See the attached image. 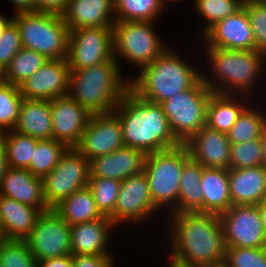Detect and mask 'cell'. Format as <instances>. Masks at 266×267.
<instances>
[{
  "instance_id": "cell-1",
  "label": "cell",
  "mask_w": 266,
  "mask_h": 267,
  "mask_svg": "<svg viewBox=\"0 0 266 267\" xmlns=\"http://www.w3.org/2000/svg\"><path fill=\"white\" fill-rule=\"evenodd\" d=\"M168 217L172 219V260L196 267L224 264L226 246L219 215L182 212Z\"/></svg>"
},
{
  "instance_id": "cell-2",
  "label": "cell",
  "mask_w": 266,
  "mask_h": 267,
  "mask_svg": "<svg viewBox=\"0 0 266 267\" xmlns=\"http://www.w3.org/2000/svg\"><path fill=\"white\" fill-rule=\"evenodd\" d=\"M113 112L118 116L125 146L146 155L179 146L160 104L136 96L130 89Z\"/></svg>"
},
{
  "instance_id": "cell-3",
  "label": "cell",
  "mask_w": 266,
  "mask_h": 267,
  "mask_svg": "<svg viewBox=\"0 0 266 267\" xmlns=\"http://www.w3.org/2000/svg\"><path fill=\"white\" fill-rule=\"evenodd\" d=\"M118 64L113 58L89 68L70 70L67 96L91 114L113 112L129 91V81Z\"/></svg>"
},
{
  "instance_id": "cell-4",
  "label": "cell",
  "mask_w": 266,
  "mask_h": 267,
  "mask_svg": "<svg viewBox=\"0 0 266 267\" xmlns=\"http://www.w3.org/2000/svg\"><path fill=\"white\" fill-rule=\"evenodd\" d=\"M205 51L210 62L209 74L212 73L211 76H214L208 79L202 73L206 86L215 93H236L243 99L247 97L245 101L251 100L255 80L260 74L263 75L266 54L259 50H230L217 47H205Z\"/></svg>"
},
{
  "instance_id": "cell-5",
  "label": "cell",
  "mask_w": 266,
  "mask_h": 267,
  "mask_svg": "<svg viewBox=\"0 0 266 267\" xmlns=\"http://www.w3.org/2000/svg\"><path fill=\"white\" fill-rule=\"evenodd\" d=\"M140 70L136 79H129V89L136 96L156 104L192 88L202 78L201 72L169 47Z\"/></svg>"
},
{
  "instance_id": "cell-6",
  "label": "cell",
  "mask_w": 266,
  "mask_h": 267,
  "mask_svg": "<svg viewBox=\"0 0 266 267\" xmlns=\"http://www.w3.org/2000/svg\"><path fill=\"white\" fill-rule=\"evenodd\" d=\"M12 17L21 45L49 59H66L70 30L61 14L50 12L19 13Z\"/></svg>"
},
{
  "instance_id": "cell-7",
  "label": "cell",
  "mask_w": 266,
  "mask_h": 267,
  "mask_svg": "<svg viewBox=\"0 0 266 267\" xmlns=\"http://www.w3.org/2000/svg\"><path fill=\"white\" fill-rule=\"evenodd\" d=\"M189 157L185 144L146 155L143 173L157 209L167 206L166 208L173 210L176 207L181 171Z\"/></svg>"
},
{
  "instance_id": "cell-8",
  "label": "cell",
  "mask_w": 266,
  "mask_h": 267,
  "mask_svg": "<svg viewBox=\"0 0 266 267\" xmlns=\"http://www.w3.org/2000/svg\"><path fill=\"white\" fill-rule=\"evenodd\" d=\"M154 23L115 21L112 26L113 58L118 61L122 57L139 69L151 64L167 50L153 28Z\"/></svg>"
},
{
  "instance_id": "cell-9",
  "label": "cell",
  "mask_w": 266,
  "mask_h": 267,
  "mask_svg": "<svg viewBox=\"0 0 266 267\" xmlns=\"http://www.w3.org/2000/svg\"><path fill=\"white\" fill-rule=\"evenodd\" d=\"M212 93L201 78L192 88L160 103L173 135L181 144L206 125V109Z\"/></svg>"
},
{
  "instance_id": "cell-10",
  "label": "cell",
  "mask_w": 266,
  "mask_h": 267,
  "mask_svg": "<svg viewBox=\"0 0 266 267\" xmlns=\"http://www.w3.org/2000/svg\"><path fill=\"white\" fill-rule=\"evenodd\" d=\"M89 178V160L75 147H69L52 171L42 178L47 205L53 208L76 190L87 187Z\"/></svg>"
},
{
  "instance_id": "cell-11",
  "label": "cell",
  "mask_w": 266,
  "mask_h": 267,
  "mask_svg": "<svg viewBox=\"0 0 266 267\" xmlns=\"http://www.w3.org/2000/svg\"><path fill=\"white\" fill-rule=\"evenodd\" d=\"M66 59L70 70L89 68L113 59L112 26L70 30Z\"/></svg>"
},
{
  "instance_id": "cell-12",
  "label": "cell",
  "mask_w": 266,
  "mask_h": 267,
  "mask_svg": "<svg viewBox=\"0 0 266 267\" xmlns=\"http://www.w3.org/2000/svg\"><path fill=\"white\" fill-rule=\"evenodd\" d=\"M70 238V226L51 208L39 214L25 241L38 263L71 255Z\"/></svg>"
},
{
  "instance_id": "cell-13",
  "label": "cell",
  "mask_w": 266,
  "mask_h": 267,
  "mask_svg": "<svg viewBox=\"0 0 266 267\" xmlns=\"http://www.w3.org/2000/svg\"><path fill=\"white\" fill-rule=\"evenodd\" d=\"M219 217L226 247H266L258 205H232Z\"/></svg>"
},
{
  "instance_id": "cell-14",
  "label": "cell",
  "mask_w": 266,
  "mask_h": 267,
  "mask_svg": "<svg viewBox=\"0 0 266 267\" xmlns=\"http://www.w3.org/2000/svg\"><path fill=\"white\" fill-rule=\"evenodd\" d=\"M124 146L122 128L114 112L92 114L75 148L91 160Z\"/></svg>"
},
{
  "instance_id": "cell-15",
  "label": "cell",
  "mask_w": 266,
  "mask_h": 267,
  "mask_svg": "<svg viewBox=\"0 0 266 267\" xmlns=\"http://www.w3.org/2000/svg\"><path fill=\"white\" fill-rule=\"evenodd\" d=\"M158 209L151 199L148 181L143 172L127 177L121 183L114 212L109 216L117 226L121 222H144Z\"/></svg>"
},
{
  "instance_id": "cell-16",
  "label": "cell",
  "mask_w": 266,
  "mask_h": 267,
  "mask_svg": "<svg viewBox=\"0 0 266 267\" xmlns=\"http://www.w3.org/2000/svg\"><path fill=\"white\" fill-rule=\"evenodd\" d=\"M70 69L67 59H49L18 87L25 99L49 100L67 96Z\"/></svg>"
},
{
  "instance_id": "cell-17",
  "label": "cell",
  "mask_w": 266,
  "mask_h": 267,
  "mask_svg": "<svg viewBox=\"0 0 266 267\" xmlns=\"http://www.w3.org/2000/svg\"><path fill=\"white\" fill-rule=\"evenodd\" d=\"M201 37L205 38L204 47L255 50L253 31L244 7L214 24Z\"/></svg>"
},
{
  "instance_id": "cell-18",
  "label": "cell",
  "mask_w": 266,
  "mask_h": 267,
  "mask_svg": "<svg viewBox=\"0 0 266 267\" xmlns=\"http://www.w3.org/2000/svg\"><path fill=\"white\" fill-rule=\"evenodd\" d=\"M50 109L53 139L75 147L92 114L68 96L52 99Z\"/></svg>"
},
{
  "instance_id": "cell-19",
  "label": "cell",
  "mask_w": 266,
  "mask_h": 267,
  "mask_svg": "<svg viewBox=\"0 0 266 267\" xmlns=\"http://www.w3.org/2000/svg\"><path fill=\"white\" fill-rule=\"evenodd\" d=\"M146 154L130 146L89 160L90 177L111 178L123 181L143 172Z\"/></svg>"
},
{
  "instance_id": "cell-20",
  "label": "cell",
  "mask_w": 266,
  "mask_h": 267,
  "mask_svg": "<svg viewBox=\"0 0 266 267\" xmlns=\"http://www.w3.org/2000/svg\"><path fill=\"white\" fill-rule=\"evenodd\" d=\"M0 195L36 207L41 212L51 209L44 198L43 180L28 169L6 167L0 182Z\"/></svg>"
},
{
  "instance_id": "cell-21",
  "label": "cell",
  "mask_w": 266,
  "mask_h": 267,
  "mask_svg": "<svg viewBox=\"0 0 266 267\" xmlns=\"http://www.w3.org/2000/svg\"><path fill=\"white\" fill-rule=\"evenodd\" d=\"M185 145L190 156L203 167L229 169L231 143L227 134L205 125Z\"/></svg>"
},
{
  "instance_id": "cell-22",
  "label": "cell",
  "mask_w": 266,
  "mask_h": 267,
  "mask_svg": "<svg viewBox=\"0 0 266 267\" xmlns=\"http://www.w3.org/2000/svg\"><path fill=\"white\" fill-rule=\"evenodd\" d=\"M116 225L107 216L70 226L71 255H112L108 250L111 229Z\"/></svg>"
},
{
  "instance_id": "cell-23",
  "label": "cell",
  "mask_w": 266,
  "mask_h": 267,
  "mask_svg": "<svg viewBox=\"0 0 266 267\" xmlns=\"http://www.w3.org/2000/svg\"><path fill=\"white\" fill-rule=\"evenodd\" d=\"M61 16L69 30L113 26V0H68Z\"/></svg>"
},
{
  "instance_id": "cell-24",
  "label": "cell",
  "mask_w": 266,
  "mask_h": 267,
  "mask_svg": "<svg viewBox=\"0 0 266 267\" xmlns=\"http://www.w3.org/2000/svg\"><path fill=\"white\" fill-rule=\"evenodd\" d=\"M232 205H258L266 197V167L229 168Z\"/></svg>"
},
{
  "instance_id": "cell-25",
  "label": "cell",
  "mask_w": 266,
  "mask_h": 267,
  "mask_svg": "<svg viewBox=\"0 0 266 267\" xmlns=\"http://www.w3.org/2000/svg\"><path fill=\"white\" fill-rule=\"evenodd\" d=\"M41 211L0 195V238L25 240Z\"/></svg>"
},
{
  "instance_id": "cell-26",
  "label": "cell",
  "mask_w": 266,
  "mask_h": 267,
  "mask_svg": "<svg viewBox=\"0 0 266 267\" xmlns=\"http://www.w3.org/2000/svg\"><path fill=\"white\" fill-rule=\"evenodd\" d=\"M13 130L38 140L53 139L50 101L23 98Z\"/></svg>"
},
{
  "instance_id": "cell-27",
  "label": "cell",
  "mask_w": 266,
  "mask_h": 267,
  "mask_svg": "<svg viewBox=\"0 0 266 267\" xmlns=\"http://www.w3.org/2000/svg\"><path fill=\"white\" fill-rule=\"evenodd\" d=\"M200 186L203 191V213L220 215L232 206L229 169L203 167Z\"/></svg>"
},
{
  "instance_id": "cell-28",
  "label": "cell",
  "mask_w": 266,
  "mask_h": 267,
  "mask_svg": "<svg viewBox=\"0 0 266 267\" xmlns=\"http://www.w3.org/2000/svg\"><path fill=\"white\" fill-rule=\"evenodd\" d=\"M203 166L191 156L185 161L179 184L176 207L169 213H203V191L200 186Z\"/></svg>"
},
{
  "instance_id": "cell-29",
  "label": "cell",
  "mask_w": 266,
  "mask_h": 267,
  "mask_svg": "<svg viewBox=\"0 0 266 267\" xmlns=\"http://www.w3.org/2000/svg\"><path fill=\"white\" fill-rule=\"evenodd\" d=\"M236 94L213 92L206 109V126L227 134L242 111L247 107Z\"/></svg>"
},
{
  "instance_id": "cell-30",
  "label": "cell",
  "mask_w": 266,
  "mask_h": 267,
  "mask_svg": "<svg viewBox=\"0 0 266 267\" xmlns=\"http://www.w3.org/2000/svg\"><path fill=\"white\" fill-rule=\"evenodd\" d=\"M53 209L69 226L103 217L88 187L76 190L69 197L62 199Z\"/></svg>"
},
{
  "instance_id": "cell-31",
  "label": "cell",
  "mask_w": 266,
  "mask_h": 267,
  "mask_svg": "<svg viewBox=\"0 0 266 267\" xmlns=\"http://www.w3.org/2000/svg\"><path fill=\"white\" fill-rule=\"evenodd\" d=\"M0 138L5 148L6 165L11 168L28 169L37 139L15 130L0 133Z\"/></svg>"
},
{
  "instance_id": "cell-32",
  "label": "cell",
  "mask_w": 266,
  "mask_h": 267,
  "mask_svg": "<svg viewBox=\"0 0 266 267\" xmlns=\"http://www.w3.org/2000/svg\"><path fill=\"white\" fill-rule=\"evenodd\" d=\"M115 21L156 22L165 5L161 0H113Z\"/></svg>"
},
{
  "instance_id": "cell-33",
  "label": "cell",
  "mask_w": 266,
  "mask_h": 267,
  "mask_svg": "<svg viewBox=\"0 0 266 267\" xmlns=\"http://www.w3.org/2000/svg\"><path fill=\"white\" fill-rule=\"evenodd\" d=\"M47 61L48 59L44 55L22 47L3 71V81L19 86Z\"/></svg>"
},
{
  "instance_id": "cell-34",
  "label": "cell",
  "mask_w": 266,
  "mask_h": 267,
  "mask_svg": "<svg viewBox=\"0 0 266 267\" xmlns=\"http://www.w3.org/2000/svg\"><path fill=\"white\" fill-rule=\"evenodd\" d=\"M266 126V116L260 110L250 108L242 111L232 128L227 133L230 143H243L261 137Z\"/></svg>"
},
{
  "instance_id": "cell-35",
  "label": "cell",
  "mask_w": 266,
  "mask_h": 267,
  "mask_svg": "<svg viewBox=\"0 0 266 267\" xmlns=\"http://www.w3.org/2000/svg\"><path fill=\"white\" fill-rule=\"evenodd\" d=\"M69 147L57 140H38L28 170L32 175L43 178L58 164Z\"/></svg>"
},
{
  "instance_id": "cell-36",
  "label": "cell",
  "mask_w": 266,
  "mask_h": 267,
  "mask_svg": "<svg viewBox=\"0 0 266 267\" xmlns=\"http://www.w3.org/2000/svg\"><path fill=\"white\" fill-rule=\"evenodd\" d=\"M122 181L111 178L90 177L87 187L92 192L97 209L109 217L116 205Z\"/></svg>"
},
{
  "instance_id": "cell-37",
  "label": "cell",
  "mask_w": 266,
  "mask_h": 267,
  "mask_svg": "<svg viewBox=\"0 0 266 267\" xmlns=\"http://www.w3.org/2000/svg\"><path fill=\"white\" fill-rule=\"evenodd\" d=\"M193 3L197 13L206 20L201 33L203 35L214 24L241 9L244 0H194Z\"/></svg>"
},
{
  "instance_id": "cell-38",
  "label": "cell",
  "mask_w": 266,
  "mask_h": 267,
  "mask_svg": "<svg viewBox=\"0 0 266 267\" xmlns=\"http://www.w3.org/2000/svg\"><path fill=\"white\" fill-rule=\"evenodd\" d=\"M0 267H38L25 240L0 238Z\"/></svg>"
},
{
  "instance_id": "cell-39",
  "label": "cell",
  "mask_w": 266,
  "mask_h": 267,
  "mask_svg": "<svg viewBox=\"0 0 266 267\" xmlns=\"http://www.w3.org/2000/svg\"><path fill=\"white\" fill-rule=\"evenodd\" d=\"M22 100L18 86L0 82V133L14 129Z\"/></svg>"
},
{
  "instance_id": "cell-40",
  "label": "cell",
  "mask_w": 266,
  "mask_h": 267,
  "mask_svg": "<svg viewBox=\"0 0 266 267\" xmlns=\"http://www.w3.org/2000/svg\"><path fill=\"white\" fill-rule=\"evenodd\" d=\"M261 165L263 160L260 138L243 143H231L229 168L241 169Z\"/></svg>"
},
{
  "instance_id": "cell-41",
  "label": "cell",
  "mask_w": 266,
  "mask_h": 267,
  "mask_svg": "<svg viewBox=\"0 0 266 267\" xmlns=\"http://www.w3.org/2000/svg\"><path fill=\"white\" fill-rule=\"evenodd\" d=\"M226 267H266V247H226Z\"/></svg>"
},
{
  "instance_id": "cell-42",
  "label": "cell",
  "mask_w": 266,
  "mask_h": 267,
  "mask_svg": "<svg viewBox=\"0 0 266 267\" xmlns=\"http://www.w3.org/2000/svg\"><path fill=\"white\" fill-rule=\"evenodd\" d=\"M243 7L253 31L255 50L266 54V5L260 0H244Z\"/></svg>"
},
{
  "instance_id": "cell-43",
  "label": "cell",
  "mask_w": 266,
  "mask_h": 267,
  "mask_svg": "<svg viewBox=\"0 0 266 267\" xmlns=\"http://www.w3.org/2000/svg\"><path fill=\"white\" fill-rule=\"evenodd\" d=\"M22 49L16 24L11 21L0 38V68L4 71L14 56Z\"/></svg>"
},
{
  "instance_id": "cell-44",
  "label": "cell",
  "mask_w": 266,
  "mask_h": 267,
  "mask_svg": "<svg viewBox=\"0 0 266 267\" xmlns=\"http://www.w3.org/2000/svg\"><path fill=\"white\" fill-rule=\"evenodd\" d=\"M112 255H72V267H115Z\"/></svg>"
},
{
  "instance_id": "cell-45",
  "label": "cell",
  "mask_w": 266,
  "mask_h": 267,
  "mask_svg": "<svg viewBox=\"0 0 266 267\" xmlns=\"http://www.w3.org/2000/svg\"><path fill=\"white\" fill-rule=\"evenodd\" d=\"M36 11L61 14L68 0H34Z\"/></svg>"
},
{
  "instance_id": "cell-46",
  "label": "cell",
  "mask_w": 266,
  "mask_h": 267,
  "mask_svg": "<svg viewBox=\"0 0 266 267\" xmlns=\"http://www.w3.org/2000/svg\"><path fill=\"white\" fill-rule=\"evenodd\" d=\"M38 267H72V255L39 261Z\"/></svg>"
},
{
  "instance_id": "cell-47",
  "label": "cell",
  "mask_w": 266,
  "mask_h": 267,
  "mask_svg": "<svg viewBox=\"0 0 266 267\" xmlns=\"http://www.w3.org/2000/svg\"><path fill=\"white\" fill-rule=\"evenodd\" d=\"M16 7L15 14L36 12L34 0H10Z\"/></svg>"
},
{
  "instance_id": "cell-48",
  "label": "cell",
  "mask_w": 266,
  "mask_h": 267,
  "mask_svg": "<svg viewBox=\"0 0 266 267\" xmlns=\"http://www.w3.org/2000/svg\"><path fill=\"white\" fill-rule=\"evenodd\" d=\"M6 167L7 165H6L5 148L0 138V182H1V178L5 172Z\"/></svg>"
},
{
  "instance_id": "cell-49",
  "label": "cell",
  "mask_w": 266,
  "mask_h": 267,
  "mask_svg": "<svg viewBox=\"0 0 266 267\" xmlns=\"http://www.w3.org/2000/svg\"><path fill=\"white\" fill-rule=\"evenodd\" d=\"M258 211L263 224L264 234L266 236V197L258 204Z\"/></svg>"
},
{
  "instance_id": "cell-50",
  "label": "cell",
  "mask_w": 266,
  "mask_h": 267,
  "mask_svg": "<svg viewBox=\"0 0 266 267\" xmlns=\"http://www.w3.org/2000/svg\"><path fill=\"white\" fill-rule=\"evenodd\" d=\"M260 140H261L263 166L266 167V126L261 134Z\"/></svg>"
},
{
  "instance_id": "cell-51",
  "label": "cell",
  "mask_w": 266,
  "mask_h": 267,
  "mask_svg": "<svg viewBox=\"0 0 266 267\" xmlns=\"http://www.w3.org/2000/svg\"><path fill=\"white\" fill-rule=\"evenodd\" d=\"M12 21V17L5 18L2 14H0V38L2 36V33L5 29V27Z\"/></svg>"
},
{
  "instance_id": "cell-52",
  "label": "cell",
  "mask_w": 266,
  "mask_h": 267,
  "mask_svg": "<svg viewBox=\"0 0 266 267\" xmlns=\"http://www.w3.org/2000/svg\"><path fill=\"white\" fill-rule=\"evenodd\" d=\"M169 267H196V266H189V265H184V264H181V263H178V262H175L174 260L170 259V262H169Z\"/></svg>"
},
{
  "instance_id": "cell-53",
  "label": "cell",
  "mask_w": 266,
  "mask_h": 267,
  "mask_svg": "<svg viewBox=\"0 0 266 267\" xmlns=\"http://www.w3.org/2000/svg\"><path fill=\"white\" fill-rule=\"evenodd\" d=\"M168 1H170V2H173V1H175V2L177 1L178 2L179 1L180 2L181 0H161V2L165 5V7H166V5H167L166 3Z\"/></svg>"
},
{
  "instance_id": "cell-54",
  "label": "cell",
  "mask_w": 266,
  "mask_h": 267,
  "mask_svg": "<svg viewBox=\"0 0 266 267\" xmlns=\"http://www.w3.org/2000/svg\"><path fill=\"white\" fill-rule=\"evenodd\" d=\"M3 81V70L0 68V82Z\"/></svg>"
},
{
  "instance_id": "cell-55",
  "label": "cell",
  "mask_w": 266,
  "mask_h": 267,
  "mask_svg": "<svg viewBox=\"0 0 266 267\" xmlns=\"http://www.w3.org/2000/svg\"><path fill=\"white\" fill-rule=\"evenodd\" d=\"M205 267H226L224 264L216 265V266H205Z\"/></svg>"
},
{
  "instance_id": "cell-56",
  "label": "cell",
  "mask_w": 266,
  "mask_h": 267,
  "mask_svg": "<svg viewBox=\"0 0 266 267\" xmlns=\"http://www.w3.org/2000/svg\"><path fill=\"white\" fill-rule=\"evenodd\" d=\"M263 4L266 5V0H260Z\"/></svg>"
}]
</instances>
